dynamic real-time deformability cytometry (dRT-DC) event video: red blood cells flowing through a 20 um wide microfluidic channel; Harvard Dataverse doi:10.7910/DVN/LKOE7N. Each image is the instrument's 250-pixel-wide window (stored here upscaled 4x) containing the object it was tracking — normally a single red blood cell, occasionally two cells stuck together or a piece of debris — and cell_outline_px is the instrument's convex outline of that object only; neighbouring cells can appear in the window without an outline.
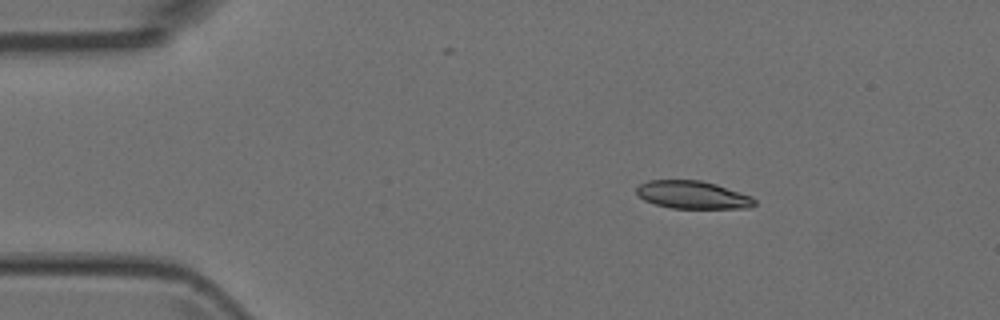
{"species": "Egyptian fruit bat (a non-hibernating species)", "species_latin": "Rousettus aegyptiacus", "temperature_condition": "room temperature", "stored_images_in_passage": 4, "camera_frame_rate_fps": 3000, "um_per_image_px": 0.085, "animal": {"sex": "female"}, "frame": {"image": 1, "passage_image": 2, "time_ms": 0.333, "image_size_px": [1000, 320], "cell_outline_px": [[756, 204], [752, 208], [672, 208], [656, 204], [644, 200], [636, 192], [636, 188], [640, 184], [648, 180], [700, 180], [716, 184], [752, 196], [756, 200]], "centroid_in_image_um": [58.9, 16.56], "position_along_channel_um": 26.1, "area_um2": 19.13}}
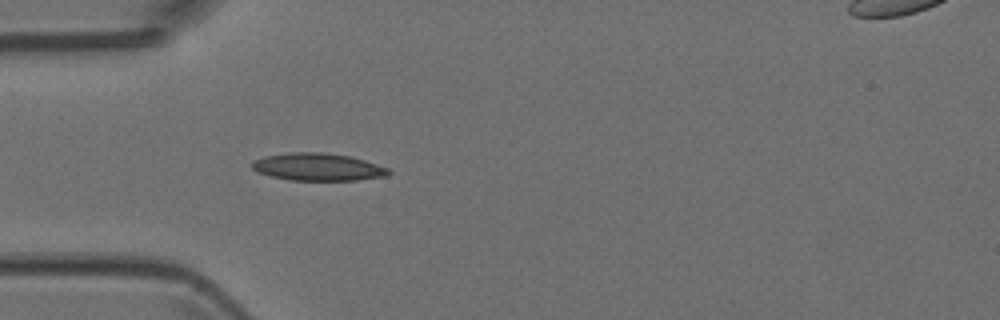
{"frame": {"image": 2, "passage_image": 4, "time_ms": 1.0, "image_size_px": [1000, 320], "cell_outline_px": [[392, 172], [388, 176], [356, 180], [288, 180], [256, 172], [252, 168], [252, 160], [264, 156], [292, 152], [320, 152], [352, 156], [388, 168]], "centroid_in_image_um": [27.01, 14.19], "position_along_channel_um": 58.0, "area_um2": 21.96}}